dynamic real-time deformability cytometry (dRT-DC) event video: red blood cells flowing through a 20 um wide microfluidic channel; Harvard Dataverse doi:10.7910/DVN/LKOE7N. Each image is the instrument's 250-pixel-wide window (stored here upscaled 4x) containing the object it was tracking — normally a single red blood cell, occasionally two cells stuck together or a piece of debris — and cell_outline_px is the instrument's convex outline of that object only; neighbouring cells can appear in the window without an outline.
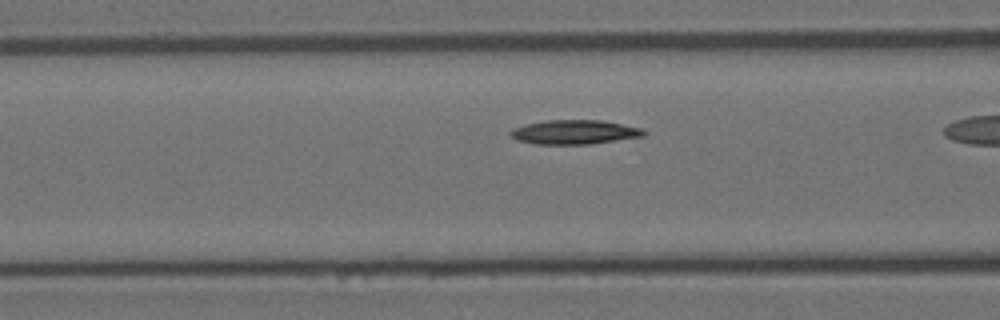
{"species": "Egyptian fruit bat (a non-hibernating species)", "species_latin": "Rousettus aegyptiacus", "temperature_condition": "room temperature", "stored_images_in_passage": 35, "camera_frame_rate_fps": 3000, "um_per_image_px": 0.085, "animal": {"sex": "female"}, "frame": {"image": 1, "passage_image": 13, "time_ms": 4.0, "image_size_px": [1000, 320], "cell_outline_px": [[648, 132], [644, 136], [588, 144], [536, 144], [516, 140], [508, 136], [508, 132], [512, 128], [524, 124], [548, 120], [600, 120], [644, 128]], "centroid_in_image_um": [48.79, 11.22], "position_along_channel_um": 117.8, "area_um2": 19.02}}
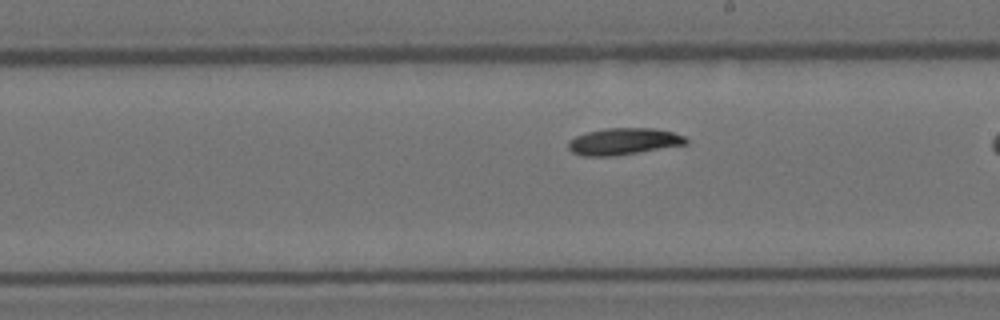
{"frame": {"image": 2, "passage_image": 23, "time_ms": 7.333, "image_size_px": [1000, 320], "cell_outline_px": [[688, 144], [616, 156], [580, 156], [572, 152], [568, 148], [568, 140], [576, 136], [588, 132], [604, 128], [652, 128], [672, 132], [684, 136], [688, 140]], "centroid_in_image_um": [52.99, 12.03], "position_along_channel_um": 236.0, "area_um2": 18.44}}
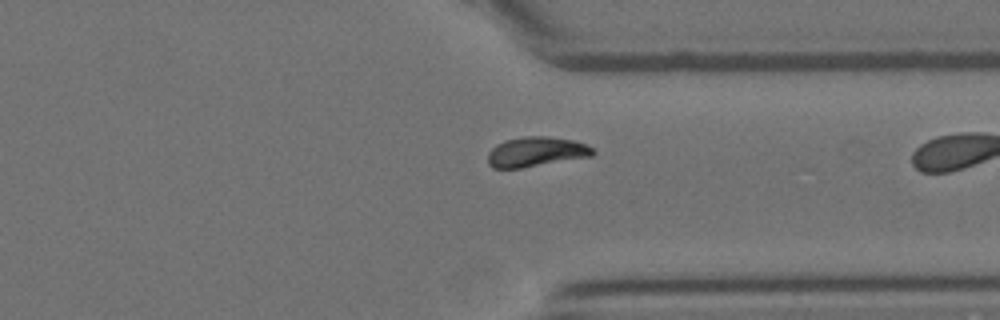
{"frame": {"image": 3, "passage_image": 34, "time_ms": 11.0, "image_size_px": [1000, 320], "cell_outline_px": [[596, 152], [592, 156], [520, 168], [492, 168], [488, 164], [488, 152], [496, 144], [504, 140], [524, 136], [548, 136], [572, 140], [584, 144], [592, 148]], "centroid_in_image_um": [45.53, 12.9], "position_along_channel_um": 365.9, "area_um2": 18.21}}